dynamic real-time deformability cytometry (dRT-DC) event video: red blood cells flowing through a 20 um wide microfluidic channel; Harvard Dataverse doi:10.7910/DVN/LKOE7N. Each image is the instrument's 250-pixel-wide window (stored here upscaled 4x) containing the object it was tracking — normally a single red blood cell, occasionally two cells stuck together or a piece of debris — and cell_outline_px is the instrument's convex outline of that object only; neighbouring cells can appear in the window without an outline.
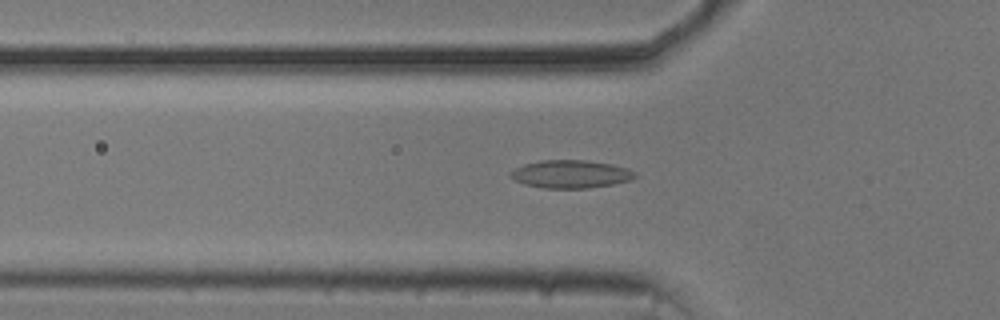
{"species": "common noctule bat (a hibernating species)", "species_latin": "Nyctalus noctula", "temperature_condition": "cold", "stored_images_in_passage": 47, "camera_frame_rate_fps": 3000, "um_per_image_px": 0.085, "animal": {"sex": "male", "body_mass_g": 20.5, "forearm_length_mm": 52.5}, "frame": {"image": 1, "passage_image": 11, "time_ms": 3.333, "image_size_px": [1000, 320], "cell_outline_px": [[636, 176], [632, 180], [612, 184], [588, 188], [544, 188], [524, 184], [516, 180], [508, 172], [524, 164], [540, 160], [584, 160], [612, 164], [628, 168], [636, 172]], "centroid_in_image_um": [48.54, 14.79], "position_along_channel_um": 77.3, "area_um2": 20.23}}
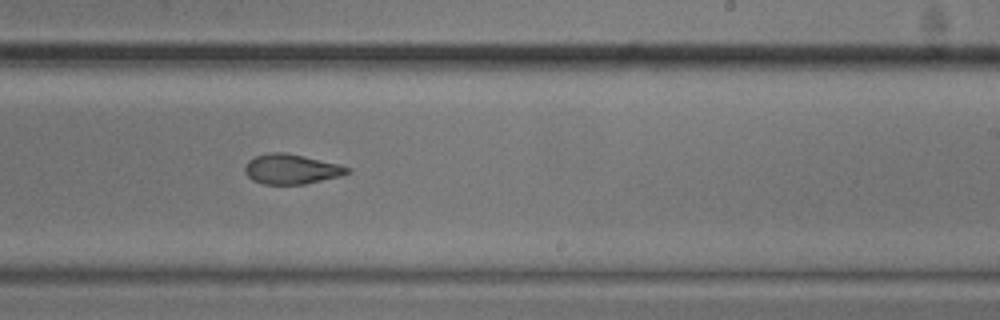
{"frame": {"image": 2, "passage_image": 26, "time_ms": 8.333, "image_size_px": [1000, 320], "cell_outline_px": [[352, 172], [340, 176], [304, 184], [264, 184], [252, 180], [244, 172], [244, 168], [248, 160], [256, 156], [268, 152], [284, 152], [304, 156], [340, 164], [352, 168]], "centroid_in_image_um": [24.78, 14.37], "position_along_channel_um": 264.2, "area_um2": 17.98}}
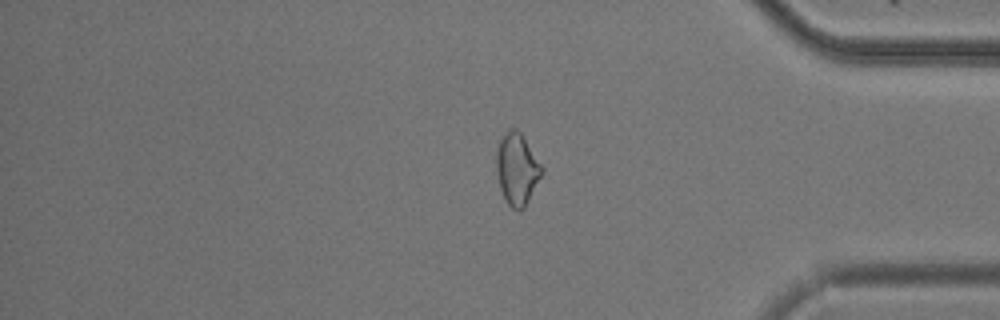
{"frame": {"image": 3, "passage_image": 38, "time_ms": 12.333, "image_size_px": [1000, 320], "cell_outline_px": [[544, 172], [524, 208], [520, 212], [512, 208], [508, 204], [500, 188], [496, 172], [496, 148], [500, 140], [508, 128], [516, 128], [520, 132], [544, 168]], "centroid_in_image_um": [43.95, 14.37], "position_along_channel_um": 391.3, "area_um2": 19.07}, "authors_computed_cell_mechanics": {"area_um2": 19.074, "velocity_mm_per_s": 3.7238, "shape_relaxation_time_tau1_ms": null, "shape_relaxation_time_tau2_ms": 2.5812, "deformation_change_tau1": null, "deformation_change_tau2": 0.0765}}